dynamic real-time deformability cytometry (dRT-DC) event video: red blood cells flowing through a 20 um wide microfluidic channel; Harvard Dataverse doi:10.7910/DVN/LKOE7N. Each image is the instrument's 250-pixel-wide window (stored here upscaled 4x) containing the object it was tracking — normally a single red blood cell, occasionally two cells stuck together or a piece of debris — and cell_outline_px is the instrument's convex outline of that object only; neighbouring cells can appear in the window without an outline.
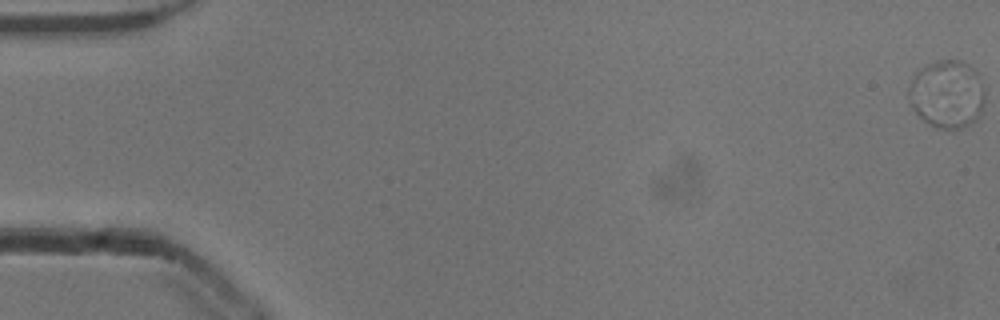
{"species": "common noctule bat (a hibernating species)", "species_latin": "Nyctalus noctula", "temperature_condition": "cold", "stored_images_in_passage": 54, "segment_of_instrument_passage": [1, 2], "camera_frame_rate_fps": 3000, "um_per_image_px": 0.085, "animal": {"sex": "male", "body_mass_g": 13.3}, "frame": {"image": 1, "passage_image": 1, "time_ms": 0.0, "image_size_px": [1000, 320], "cell_outline_px": [[984, 100], [980, 116], [976, 120], [960, 128], [940, 128], [928, 124], [912, 108], [912, 104], [980, 88], [984, 88]], "centroid_in_image_um": [80.93, 9.29], "position_along_channel_um": 4.1, "area_um2": 13.99}}